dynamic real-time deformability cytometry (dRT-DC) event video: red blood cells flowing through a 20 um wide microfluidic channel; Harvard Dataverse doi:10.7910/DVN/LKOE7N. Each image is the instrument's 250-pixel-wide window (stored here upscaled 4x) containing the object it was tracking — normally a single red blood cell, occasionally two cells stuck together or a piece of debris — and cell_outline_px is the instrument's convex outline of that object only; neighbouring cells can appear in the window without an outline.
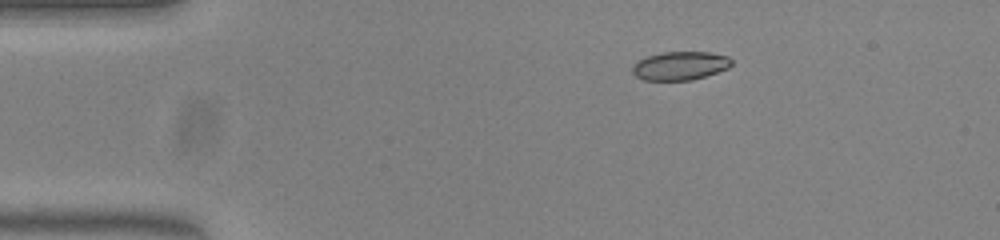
{"species": "common noctule bat (a hibernating species)", "species_latin": "Nyctalus noctula", "temperature_condition": "warm", "stored_images_in_passage": 44, "camera_frame_rate_fps": 3000, "um_per_image_px": 0.085, "animal": {"sex": "female", "body_mass_g": 23.0, "forearm_length_mm": 53.4}, "frame": {"image": 1, "passage_image": 1, "time_ms": 0.0, "image_size_px": [1000, 240], "cell_outline_px": [[732, 64], [728, 68], [692, 80], [644, 80], [636, 76], [632, 72], [632, 68], [640, 60], [648, 56], [664, 52], [708, 52], [728, 56], [732, 60]], "centroid_in_image_um": [57.83, 5.59], "position_along_channel_um": 27.2, "area_um2": 16.24}}
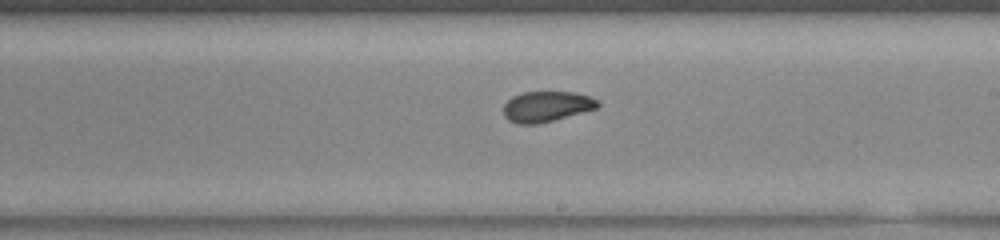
{"frame": {"image": 2, "passage_image": 22, "time_ms": 7.0, "image_size_px": [1000, 240], "cell_outline_px": [[600, 104], [596, 108], [552, 120], [536, 124], [520, 124], [508, 120], [504, 116], [504, 104], [512, 96], [524, 92], [572, 92], [588, 96], [596, 100]], "centroid_in_image_um": [46.41, 9.05], "position_along_channel_um": 242.6, "area_um2": 16.42}}
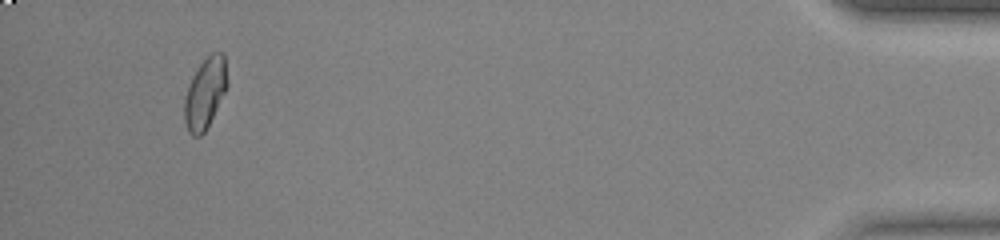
{"frame": {"image": 3, "passage_image": 41, "time_ms": 13.333, "image_size_px": [1000, 240], "cell_outline_px": [[228, 84], [204, 132], [200, 136], [192, 136], [188, 132], [184, 120], [184, 96], [188, 84], [196, 68], [212, 52], [224, 52]], "centroid_in_image_um": [17.41, 7.89], "position_along_channel_um": 417.8, "area_um2": 17.57}, "authors_computed_cell_mechanics": {"area_um2": 17.1955, "velocity_mm_per_s": 3.97, "shape_relaxation_time_tau1_ms": null, "shape_relaxation_time_tau2_ms": 1.0788, "deformation_change_tau1": null, "deformation_change_tau2": 0.0586}}